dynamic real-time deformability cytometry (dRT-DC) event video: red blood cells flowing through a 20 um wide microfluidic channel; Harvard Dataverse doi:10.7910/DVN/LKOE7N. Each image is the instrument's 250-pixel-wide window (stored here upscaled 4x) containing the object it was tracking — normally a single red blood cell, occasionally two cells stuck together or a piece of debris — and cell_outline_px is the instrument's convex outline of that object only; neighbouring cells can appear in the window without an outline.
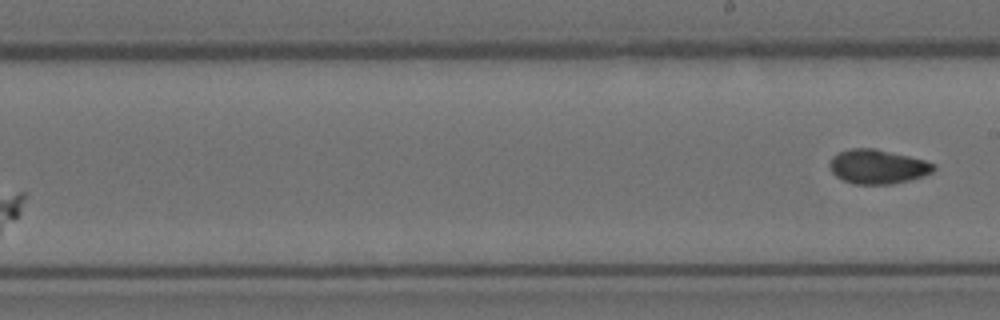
{"species": "Egyptian fruit bat (a non-hibernating species)", "species_latin": "Rousettus aegyptiacus", "temperature_condition": "room temperature", "stored_images_in_passage": 6, "segment_of_instrument_passage": [2, 2], "camera_frame_rate_fps": 3000, "um_per_image_px": 0.085, "animal": {"sex": "female"}, "frame": {"image": 1, "passage_image": 6, "time_ms": 6.0, "image_size_px": [1000, 320], "cell_outline_px": [[936, 168], [932, 172], [924, 176], [892, 184], [852, 184], [836, 176], [828, 168], [828, 164], [832, 156], [848, 148], [876, 148], [924, 160], [936, 164]], "centroid_in_image_um": [74.58, 14.16], "position_along_channel_um": 214.4, "area_um2": 20.92}}